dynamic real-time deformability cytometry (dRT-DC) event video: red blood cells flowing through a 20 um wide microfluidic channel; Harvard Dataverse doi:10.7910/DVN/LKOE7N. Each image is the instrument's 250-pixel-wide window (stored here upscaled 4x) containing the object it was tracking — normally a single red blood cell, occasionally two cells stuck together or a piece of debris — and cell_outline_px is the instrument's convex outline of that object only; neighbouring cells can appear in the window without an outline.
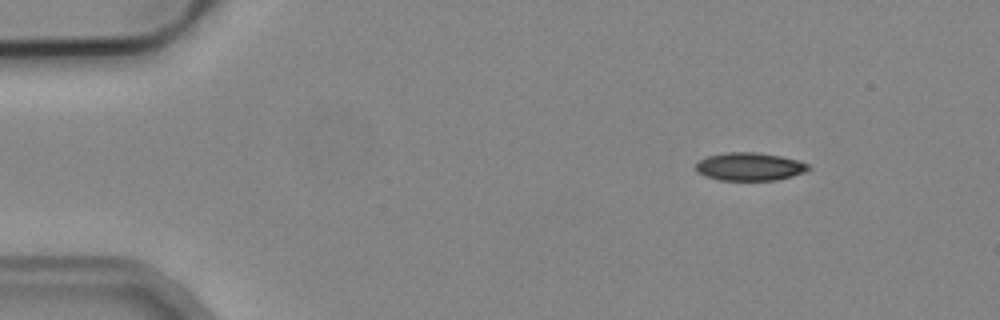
{"species": "common noctule bat (a hibernating species)", "species_latin": "Nyctalus noctula", "temperature_condition": "cold", "stored_images_in_passage": 4, "camera_frame_rate_fps": 3000, "um_per_image_px": 0.085, "animal": {"sex": "male", "body_mass_g": 19.2, "forearm_length_mm": 51.8}, "frame": {"image": 1, "passage_image": 1, "time_ms": 0.0, "image_size_px": [1000, 320], "cell_outline_px": [[812, 168], [804, 172], [792, 176], [776, 180], [720, 180], [704, 176], [696, 168], [696, 164], [700, 160], [708, 156], [724, 152], [756, 152], [780, 156], [800, 160], [808, 164]], "centroid_in_image_um": [63.75, 14.16], "position_along_channel_um": 21.3, "area_um2": 18.38}}